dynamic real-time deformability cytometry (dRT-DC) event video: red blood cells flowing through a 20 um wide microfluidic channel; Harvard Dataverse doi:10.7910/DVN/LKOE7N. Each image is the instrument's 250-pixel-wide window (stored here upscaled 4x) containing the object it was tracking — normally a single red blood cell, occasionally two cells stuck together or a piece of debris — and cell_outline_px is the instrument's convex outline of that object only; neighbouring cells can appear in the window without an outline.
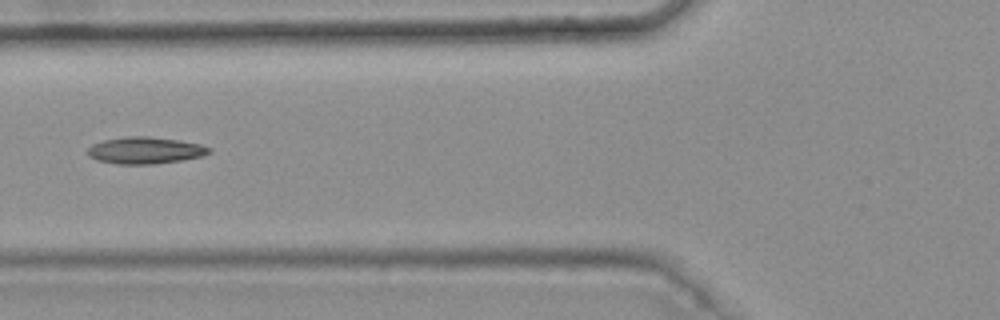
{"species": "common noctule bat (a hibernating species)", "species_latin": "Nyctalus noctula", "temperature_condition": "warm", "stored_images_in_passage": 8, "camera_frame_rate_fps": 3000, "um_per_image_px": 0.085, "animal": {"sex": "female", "body_mass_g": 25.1}, "frame": {"image": 1, "passage_image": 5, "time_ms": 1.333, "image_size_px": [1000, 320], "cell_outline_px": [[212, 152], [200, 156], [184, 160], [152, 164], [116, 164], [96, 160], [88, 156], [88, 148], [92, 144], [104, 140], [128, 136], [148, 136], [176, 140], [200, 144], [212, 148]], "centroid_in_image_um": [12.33, 12.79], "position_along_channel_um": 113.5, "area_um2": 18.96}}
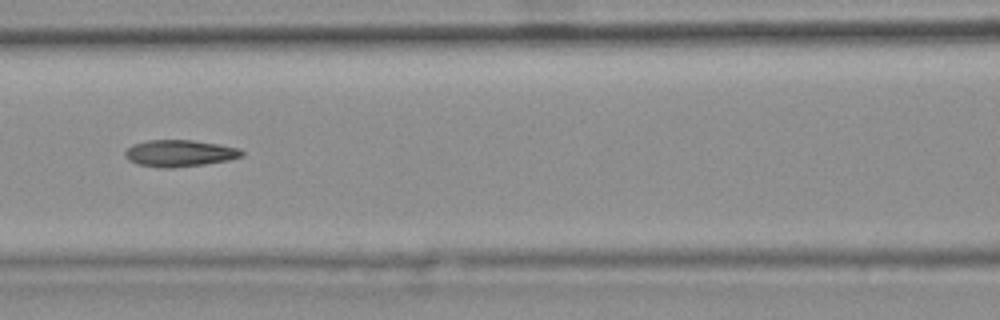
{"frame": {"image": 2, "passage_image": 6, "time_ms": 1.667, "image_size_px": [1000, 320], "cell_outline_px": [[244, 156], [228, 160], [204, 164], [172, 168], [164, 168], [140, 164], [128, 160], [124, 156], [124, 152], [132, 144], [148, 140], [192, 140], [220, 144], [240, 148], [244, 152]], "centroid_in_image_um": [15.29, 13.02], "position_along_channel_um": 151.3, "area_um2": 18.21}}